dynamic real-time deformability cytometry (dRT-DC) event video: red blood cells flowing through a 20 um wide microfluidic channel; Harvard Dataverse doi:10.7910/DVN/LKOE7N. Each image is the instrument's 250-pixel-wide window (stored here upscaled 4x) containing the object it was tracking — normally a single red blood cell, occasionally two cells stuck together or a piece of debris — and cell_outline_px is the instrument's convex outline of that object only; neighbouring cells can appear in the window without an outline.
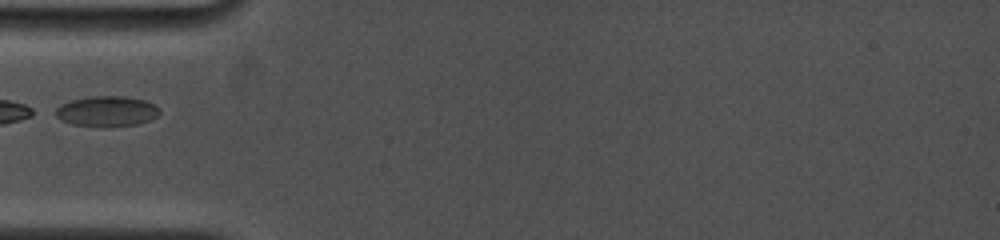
{"species": "common noctule bat (a hibernating species)", "species_latin": "Nyctalus noctula", "temperature_condition": "cold", "stored_images_in_passage": 11, "camera_frame_rate_fps": 5000, "um_per_image_px": 0.085, "animal": {"sex": "female", "body_mass_g": 19.0, "forearm_length_mm": 53.3}, "frame": {"image": 1, "passage_image": 1, "time_ms": 0.0, "image_size_px": [1000, 240], "cell_outline_px": [[160, 112], [156, 116], [148, 120], [136, 124], [104, 128], [100, 128], [72, 124], [56, 116], [56, 108], [60, 104], [72, 100], [88, 96], [124, 96], [144, 100], [160, 108]], "centroid_in_image_um": [9.06, 9.47], "position_along_channel_um": 75.9, "area_um2": 18.5}}
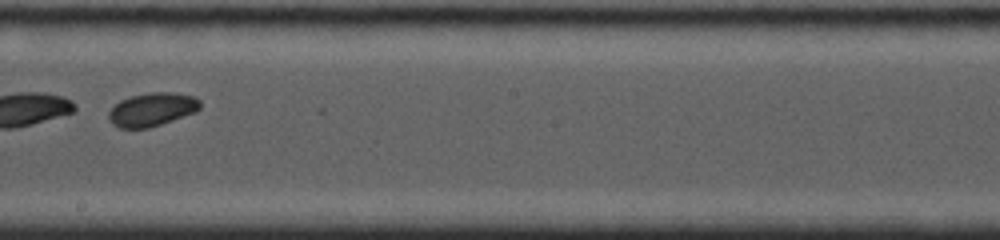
{"frame": {"image": 2, "passage_image": 10, "time_ms": 4.2, "image_size_px": [1000, 240], "cell_outline_px": [[200, 108], [196, 112], [148, 128], [120, 128], [112, 124], [108, 120], [108, 112], [120, 100], [132, 96], [152, 92], [172, 92], [192, 96], [200, 100]], "centroid_in_image_um": [12.91, 9.31], "position_along_channel_um": 235.3, "area_um2": 17.69}}